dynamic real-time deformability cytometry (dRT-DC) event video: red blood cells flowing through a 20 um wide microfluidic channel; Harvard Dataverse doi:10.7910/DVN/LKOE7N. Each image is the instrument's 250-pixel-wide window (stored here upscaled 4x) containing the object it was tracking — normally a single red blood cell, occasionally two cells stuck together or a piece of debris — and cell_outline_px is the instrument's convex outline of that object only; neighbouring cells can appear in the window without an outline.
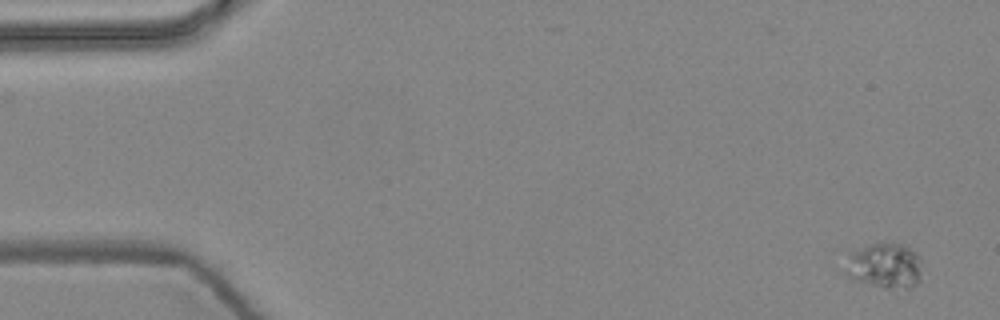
{"species": "common noctule bat (a hibernating species)", "species_latin": "Nyctalus noctula", "temperature_condition": "warm", "stored_images_in_passage": 2, "camera_frame_rate_fps": 3000, "um_per_image_px": 0.085, "animal": {"sex": "female", "body_mass_g": 24.6, "forearm_length_mm": 56.2}, "frame": {"image": 1, "passage_image": 2, "time_ms": 0.333, "image_size_px": [1000, 320], "cell_outline_px": [[920, 280], [916, 284], [908, 288], [884, 288], [856, 280], [848, 276], [848, 252], [872, 244], [904, 244], [916, 252], [920, 260]], "centroid_in_image_um": [75.24, 22.59], "position_along_channel_um": 9.8, "area_um2": 19.83}}